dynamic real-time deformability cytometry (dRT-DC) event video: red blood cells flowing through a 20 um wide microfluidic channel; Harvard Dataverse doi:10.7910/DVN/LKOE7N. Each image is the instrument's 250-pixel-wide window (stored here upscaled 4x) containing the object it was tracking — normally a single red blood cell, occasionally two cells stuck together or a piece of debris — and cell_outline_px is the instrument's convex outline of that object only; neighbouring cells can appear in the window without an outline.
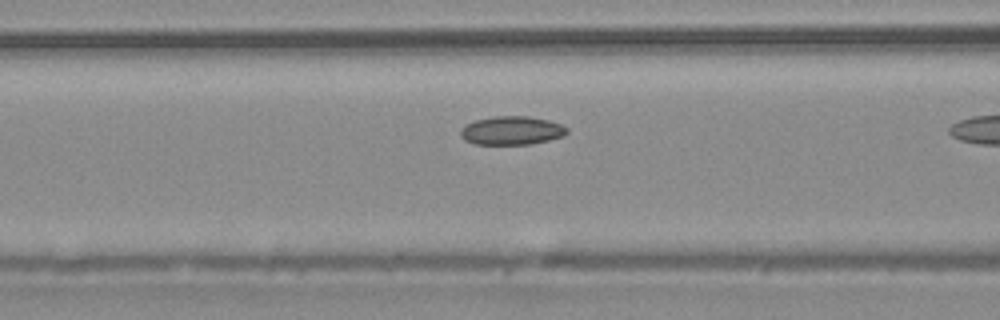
{"species": "common noctule bat (a hibernating species)", "species_latin": "Nyctalus noctula", "temperature_condition": "warm", "stored_images_in_passage": 8, "camera_frame_rate_fps": 3000, "um_per_image_px": 0.085, "animal": {"sex": "male", "body_mass_g": 20.4}, "frame": {"image": 1, "passage_image": 7, "time_ms": 2.0, "image_size_px": [1000, 320], "cell_outline_px": [[568, 132], [564, 136], [548, 140], [528, 144], [476, 144], [464, 140], [460, 136], [460, 128], [476, 120], [492, 116], [528, 116], [548, 120], [560, 124], [568, 128]], "centroid_in_image_um": [43.49, 11.09], "position_along_channel_um": 123.1, "area_um2": 17.69}}